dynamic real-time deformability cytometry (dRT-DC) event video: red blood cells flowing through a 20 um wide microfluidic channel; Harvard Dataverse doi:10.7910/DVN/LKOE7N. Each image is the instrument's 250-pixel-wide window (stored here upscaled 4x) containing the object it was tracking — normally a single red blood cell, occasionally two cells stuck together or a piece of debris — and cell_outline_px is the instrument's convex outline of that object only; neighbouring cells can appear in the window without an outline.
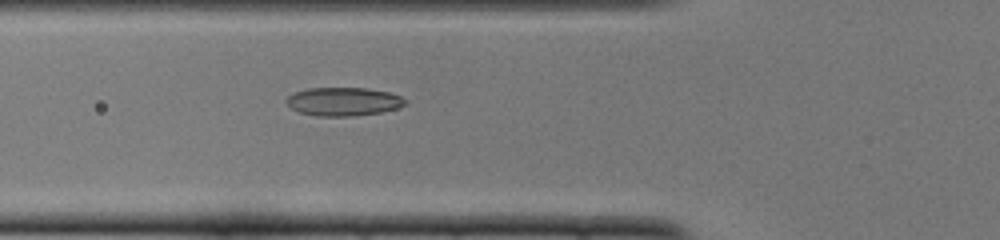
{"species": "common noctule bat (a hibernating species)", "species_latin": "Nyctalus noctula", "temperature_condition": "cold", "stored_images_in_passage": 51, "camera_frame_rate_fps": 3000, "um_per_image_px": 0.085, "animal": {"sex": "female", "body_mass_g": 22.0, "forearm_length_mm": 56.7}, "frame": {"image": 1, "passage_image": 18, "time_ms": 5.667, "image_size_px": [1000, 240], "cell_outline_px": [[408, 100], [404, 104], [396, 108], [380, 112], [352, 116], [316, 116], [300, 112], [292, 108], [284, 100], [288, 96], [296, 92], [308, 88], [368, 88], [388, 92], [400, 96]], "centroid_in_image_um": [29.18, 8.63], "position_along_channel_um": 96.6, "area_um2": 19.54}}
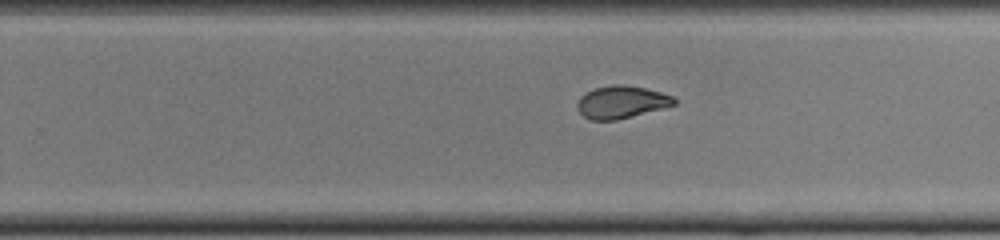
{"frame": {"image": 2, "passage_image": 32, "time_ms": 10.333, "image_size_px": [1000, 240], "cell_outline_px": [[676, 104], [664, 108], [616, 120], [592, 120], [584, 116], [576, 108], [576, 104], [580, 96], [596, 88], [616, 84], [624, 84], [644, 88], [660, 92], [672, 96], [676, 100]], "centroid_in_image_um": [52.82, 8.68], "position_along_channel_um": 277.0, "area_um2": 18.21}}
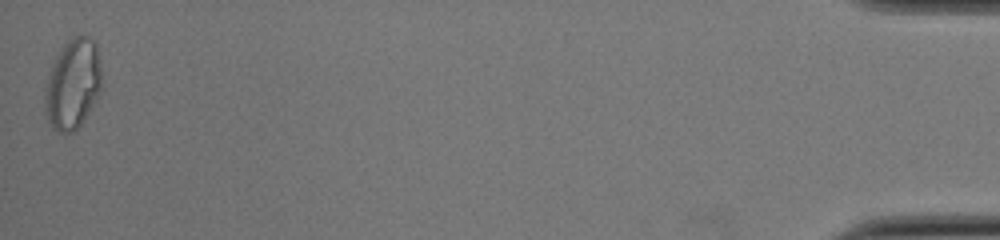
{"frame": {"image": 3, "passage_image": 51, "time_ms": 16.667, "image_size_px": [1000, 240], "cell_outline_px": [[100, 88], [96, 100], [84, 120], [72, 132], [64, 136], [52, 128], [44, 112], [44, 88], [48, 72], [52, 60], [60, 48], [72, 36], [88, 36], [96, 44], [100, 68]], "centroid_in_image_um": [6.13, 7.17], "position_along_channel_um": 429.1, "area_um2": 30.23}, "authors_computed_cell_mechanics": {"area_um2": 19.7676, "velocity_mm_per_s": 3.8661, "shape_relaxation_time_tau1_ms": 10.9861, "shape_relaxation_time_tau2_ms": 1.287, "deformation_change_tau1": 0.3213, "deformation_change_tau2": 0.0712}}